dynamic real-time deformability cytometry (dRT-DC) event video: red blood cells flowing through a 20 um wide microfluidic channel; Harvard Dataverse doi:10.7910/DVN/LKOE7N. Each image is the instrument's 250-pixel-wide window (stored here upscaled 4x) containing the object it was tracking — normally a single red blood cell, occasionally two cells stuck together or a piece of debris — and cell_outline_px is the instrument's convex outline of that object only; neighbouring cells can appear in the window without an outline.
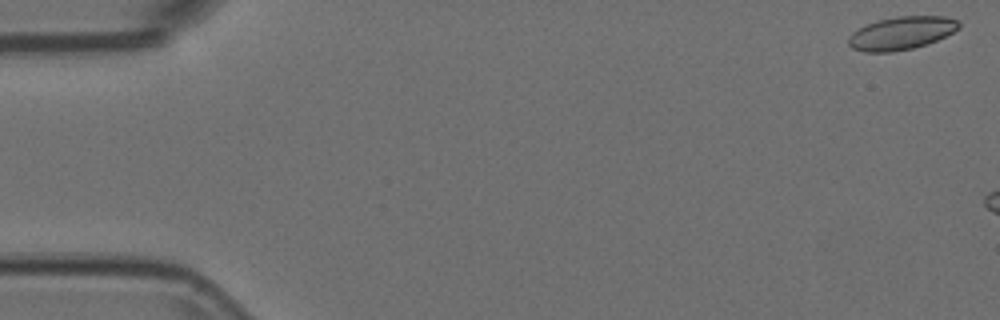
{"species": "Egyptian fruit bat (a non-hibernating species)", "species_latin": "Rousettus aegyptiacus", "temperature_condition": "room temperature", "stored_images_in_passage": 4, "camera_frame_rate_fps": 3000, "um_per_image_px": 0.085, "animal": {"sex": "female"}, "frame": {"image": 1, "passage_image": 1, "time_ms": 0.0, "image_size_px": [1000, 320], "cell_outline_px": [[960, 28], [936, 40], [912, 48], [892, 52], [864, 52], [852, 48], [848, 44], [848, 36], [852, 32], [868, 24], [880, 20], [896, 16], [948, 16], [960, 20]], "centroid_in_image_um": [76.63, 2.81], "position_along_channel_um": 8.4, "area_um2": 21.15}}